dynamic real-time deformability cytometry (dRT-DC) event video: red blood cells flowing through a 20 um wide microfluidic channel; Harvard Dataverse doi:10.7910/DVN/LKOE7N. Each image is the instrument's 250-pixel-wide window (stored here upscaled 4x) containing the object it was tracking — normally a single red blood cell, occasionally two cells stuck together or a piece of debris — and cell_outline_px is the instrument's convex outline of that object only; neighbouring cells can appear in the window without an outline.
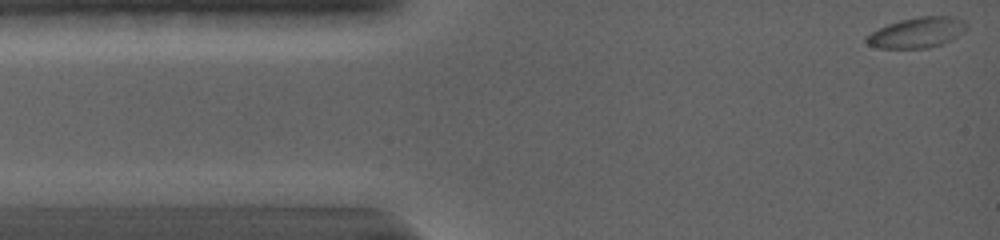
{"species": "common noctule bat (a hibernating species)", "species_latin": "Nyctalus noctula", "temperature_condition": "warm", "stored_images_in_passage": 73, "camera_frame_rate_fps": 5000, "um_per_image_px": 0.085, "animal": {"sex": "female", "body_mass_g": 19.0, "forearm_length_mm": 56.7}, "frame": {"image": 1, "passage_image": 1, "time_ms": 0.0, "image_size_px": [1000, 240], "cell_outline_px": [[964, 28], [948, 40], [940, 44], [928, 48], [884, 48], [868, 44], [864, 40], [872, 32], [888, 24], [920, 16], [948, 16], [964, 24]], "centroid_in_image_um": [77.84, 2.78], "position_along_channel_um": 7.2, "area_um2": 16.65}}
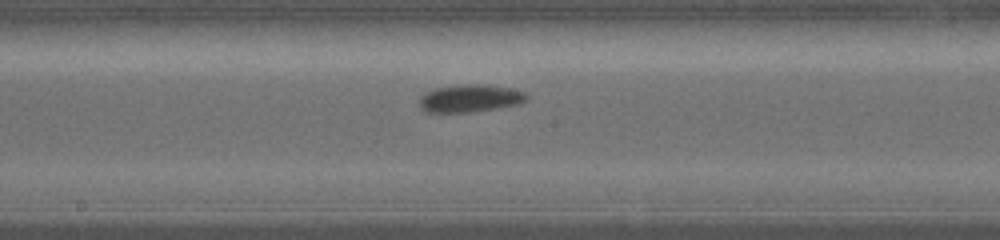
{"frame": {"image": 2, "passage_image": 37, "time_ms": 7.4, "image_size_px": [1000, 240], "cell_outline_px": [[528, 96], [524, 100], [516, 104], [492, 108], [464, 112], [424, 112], [420, 104], [420, 100], [428, 92], [436, 88], [468, 84], [480, 84], [504, 88], [520, 92]], "centroid_in_image_um": [39.87, 8.36], "position_along_channel_um": 208.3, "area_um2": 16.18}}
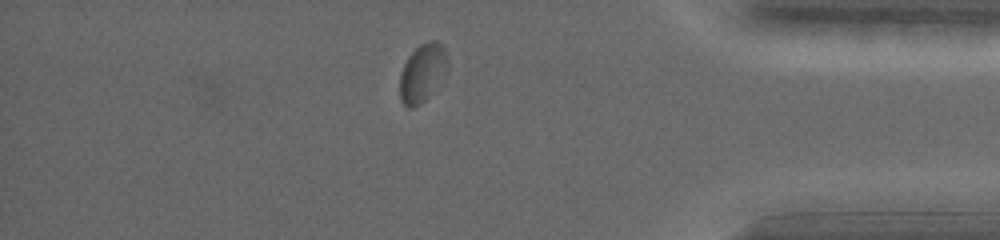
{"frame": {"image": 3, "passage_image": 64, "time_ms": 13.2, "image_size_px": [1000, 240], "cell_outline_px": [[448, 60], [428, 96], [420, 104], [412, 108], [408, 108], [400, 100], [400, 72], [408, 56], [420, 44], [432, 40], [436, 40], [444, 48]], "centroid_in_image_um": [35.82, 6.17], "position_along_channel_um": 399.4, "area_um2": 15.37}, "authors_computed_cell_mechanics": {"area_um2": 15.7216, "velocity_mm_per_s": 3.7463, "shape_relaxation_time_tau1_ms": 1.971, "shape_relaxation_time_tau2_ms": null, "deformation_change_tau1": 0.0921, "deformation_change_tau2": null}}